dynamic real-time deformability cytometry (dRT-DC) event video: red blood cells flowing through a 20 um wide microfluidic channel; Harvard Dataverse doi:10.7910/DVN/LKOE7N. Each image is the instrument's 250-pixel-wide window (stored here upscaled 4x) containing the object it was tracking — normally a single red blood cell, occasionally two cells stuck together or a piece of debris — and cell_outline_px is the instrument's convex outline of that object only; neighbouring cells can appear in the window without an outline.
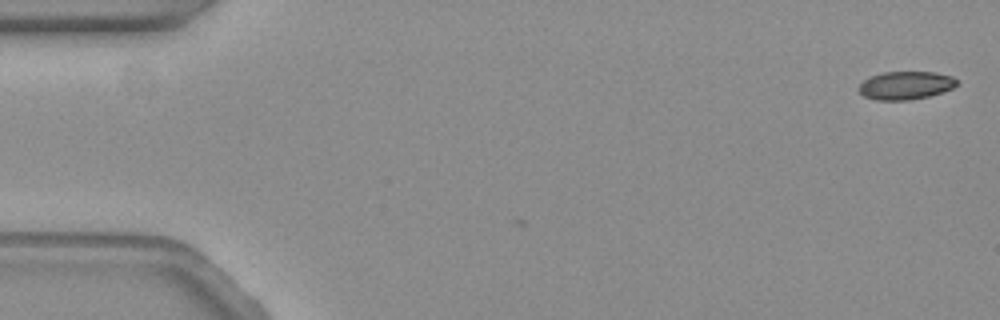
{"species": "common noctule bat (a hibernating species)", "species_latin": "Nyctalus noctula", "temperature_condition": "warm", "stored_images_in_passage": 3, "camera_frame_rate_fps": 3000, "um_per_image_px": 0.085, "animal": {"sex": "female", "body_mass_g": 19.3, "forearm_length_mm": 54.1}, "frame": {"image": 1, "passage_image": 1, "time_ms": 0.0, "image_size_px": [1000, 320], "cell_outline_px": [[956, 84], [952, 88], [928, 96], [908, 100], [876, 100], [864, 96], [856, 88], [864, 80], [872, 76], [884, 72], [932, 72], [952, 76], [956, 80]], "centroid_in_image_um": [76.93, 7.26], "position_along_channel_um": 8.1, "area_um2": 15.84}}